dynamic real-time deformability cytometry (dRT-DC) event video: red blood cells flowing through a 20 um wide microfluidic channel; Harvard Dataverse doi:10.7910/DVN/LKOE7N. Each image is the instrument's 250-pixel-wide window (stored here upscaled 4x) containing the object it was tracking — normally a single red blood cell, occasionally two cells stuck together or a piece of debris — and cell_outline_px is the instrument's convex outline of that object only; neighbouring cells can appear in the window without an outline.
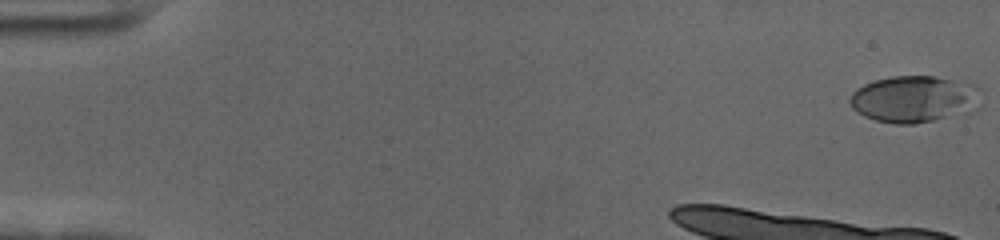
{"species": "human", "species_latin": "Homo sapiens", "temperature_condition": "cold", "stored_images_in_passage": 15, "camera_frame_rate_fps": 3000, "um_per_image_px": 0.085, "donor": {"sex": "female"}, "frame": {"image": 1, "passage_image": 1, "time_ms": 0.0, "image_size_px": [1000, 240], "cell_outline_px": [[980, 108], [932, 120], [912, 124], [896, 124], [876, 120], [864, 116], [856, 112], [852, 108], [848, 100], [852, 92], [856, 88], [864, 84], [876, 80], [892, 76], [932, 76], [972, 84], [980, 88]], "centroid_in_image_um": [77.68, 8.41], "position_along_channel_um": 7.3, "area_um2": 35.6}}